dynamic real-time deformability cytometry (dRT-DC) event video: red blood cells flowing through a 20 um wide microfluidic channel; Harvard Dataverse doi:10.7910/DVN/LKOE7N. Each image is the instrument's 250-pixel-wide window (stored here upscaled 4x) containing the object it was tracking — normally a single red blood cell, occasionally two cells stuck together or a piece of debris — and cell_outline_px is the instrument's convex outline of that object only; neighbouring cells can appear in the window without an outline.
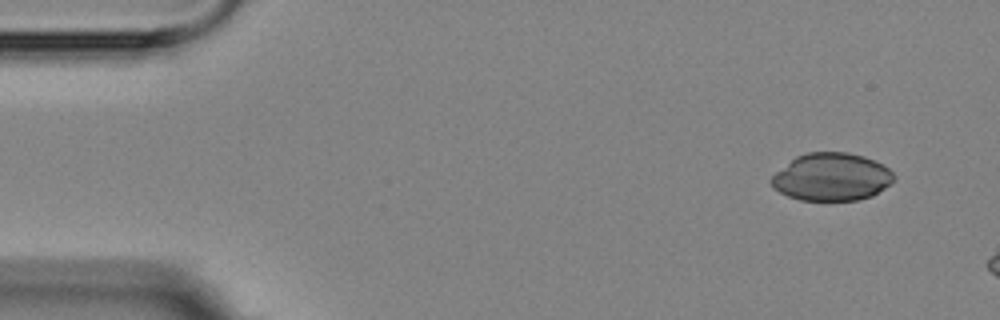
{"species": "Egyptian fruit bat (a non-hibernating species)", "species_latin": "Rousettus aegyptiacus", "temperature_condition": "room temperature", "stored_images_in_passage": 3, "camera_frame_rate_fps": 3000, "um_per_image_px": 0.085, "animal": {"sex": "female"}, "frame": {"image": 1, "passage_image": 1, "time_ms": 0.0, "image_size_px": [1000, 320], "cell_outline_px": [[896, 176], [892, 184], [872, 196], [860, 200], [800, 200], [788, 196], [772, 188], [768, 180], [776, 172], [796, 156], [808, 152], [848, 152], [864, 156], [888, 168]], "centroid_in_image_um": [70.68, 15.05], "position_along_channel_um": 14.3, "area_um2": 34.22}}